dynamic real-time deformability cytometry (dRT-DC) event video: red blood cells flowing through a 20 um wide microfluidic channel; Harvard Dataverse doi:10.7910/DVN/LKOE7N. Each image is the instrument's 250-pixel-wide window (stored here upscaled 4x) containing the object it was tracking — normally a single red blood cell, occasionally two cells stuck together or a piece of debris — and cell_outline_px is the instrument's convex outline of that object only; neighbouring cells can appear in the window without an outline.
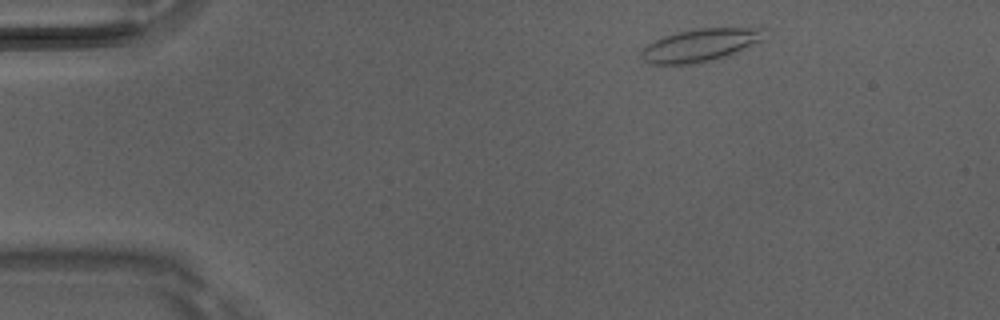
{"species": "Egyptian fruit bat (a non-hibernating species)", "species_latin": "Rousettus aegyptiacus", "temperature_condition": "room temperature", "stored_images_in_passage": 4, "camera_frame_rate_fps": 3000, "um_per_image_px": 0.085, "animal": {"sex": "male"}, "frame": {"image": 1, "passage_image": 1, "time_ms": 0.0, "image_size_px": [1000, 320], "cell_outline_px": [[764, 40], [732, 56], [688, 64], [648, 64], [640, 56], [640, 52], [648, 44], [664, 36], [676, 32], [696, 28], [764, 28]], "centroid_in_image_um": [59.56, 3.84], "position_along_channel_um": 25.4, "area_um2": 23.7}}